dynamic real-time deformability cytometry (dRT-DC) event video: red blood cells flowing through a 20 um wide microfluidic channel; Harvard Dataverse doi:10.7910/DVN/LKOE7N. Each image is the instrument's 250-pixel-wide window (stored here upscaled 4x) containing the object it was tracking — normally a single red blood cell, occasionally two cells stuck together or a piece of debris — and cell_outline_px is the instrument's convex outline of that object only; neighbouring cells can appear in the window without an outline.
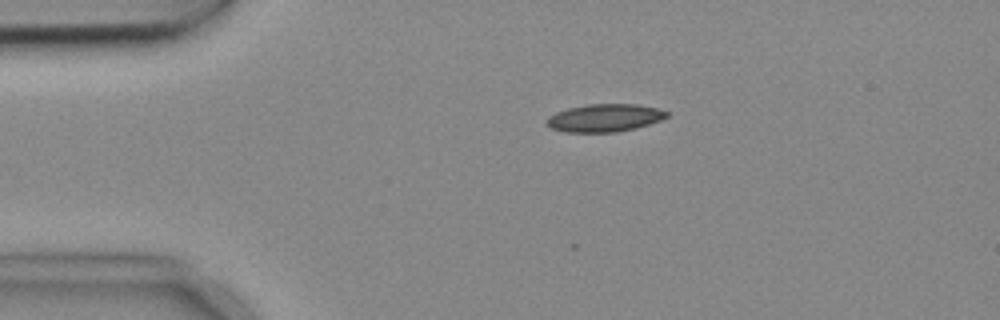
{"species": "common noctule bat (a hibernating species)", "species_latin": "Nyctalus noctula", "temperature_condition": "cold", "stored_images_in_passage": 5, "camera_frame_rate_fps": 3000, "um_per_image_px": 0.085, "animal": {"sex": "female", "body_mass_g": 18.4}, "frame": {"image": 1, "passage_image": 4, "time_ms": 1.0, "image_size_px": [1000, 320], "cell_outline_px": [[668, 116], [660, 120], [636, 128], [616, 132], [564, 132], [552, 128], [544, 124], [544, 120], [548, 116], [556, 112], [568, 108], [588, 104], [636, 104], [656, 108], [668, 112]], "centroid_in_image_um": [51.34, 10.02], "position_along_channel_um": 33.7, "area_um2": 19.48}}